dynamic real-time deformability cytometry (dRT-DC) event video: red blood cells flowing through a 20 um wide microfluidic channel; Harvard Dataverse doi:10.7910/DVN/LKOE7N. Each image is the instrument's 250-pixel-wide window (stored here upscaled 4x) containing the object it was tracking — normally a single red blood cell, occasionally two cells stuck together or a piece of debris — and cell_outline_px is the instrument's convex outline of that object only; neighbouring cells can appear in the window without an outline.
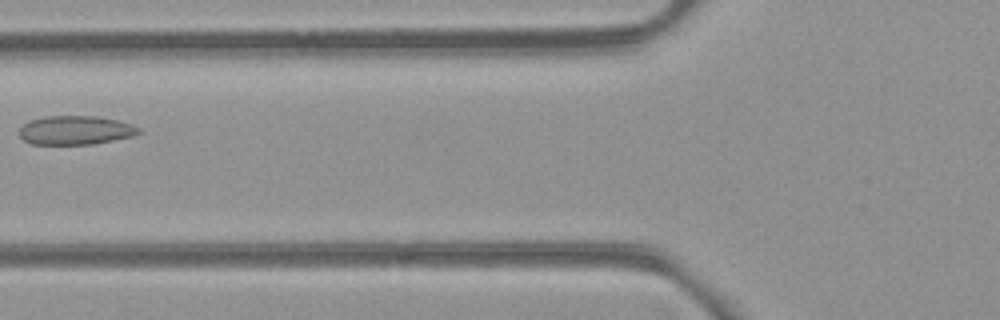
{"species": "common noctule bat (a hibernating species)", "species_latin": "Nyctalus noctula", "temperature_condition": "room temperature", "stored_images_in_passage": 4, "camera_frame_rate_fps": 3000, "um_per_image_px": 0.085, "animal": {"sex": "female", "body_mass_g": 21.9}, "frame": {"image": 1, "passage_image": 3, "time_ms": 3.333, "image_size_px": [1000, 320], "cell_outline_px": [[140, 132], [132, 136], [92, 144], [32, 144], [24, 140], [20, 136], [20, 128], [28, 120], [44, 116], [96, 116], [116, 120], [132, 124], [140, 128]], "centroid_in_image_um": [6.39, 11.06], "position_along_channel_um": 119.4, "area_um2": 20.0}}
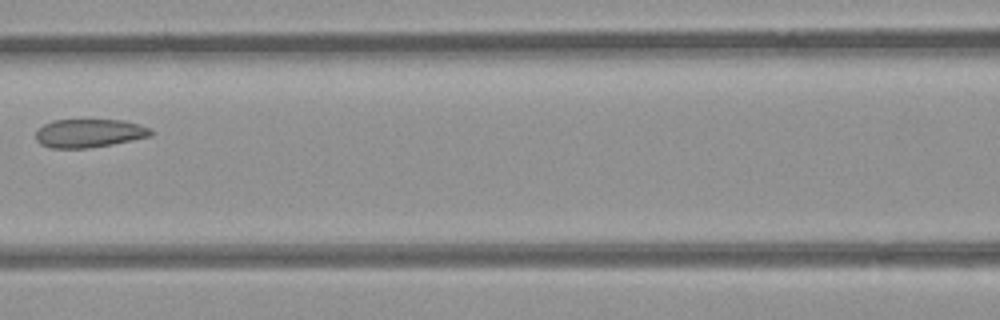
{"frame": {"image": 2, "passage_image": 4, "time_ms": 4.333, "image_size_px": [1000, 320], "cell_outline_px": [[156, 132], [152, 136], [112, 144], [88, 148], [52, 148], [40, 144], [36, 140], [36, 132], [44, 124], [52, 120], [124, 120], [140, 124], [152, 128]], "centroid_in_image_um": [7.64, 11.32], "position_along_channel_um": 159.0, "area_um2": 19.25}}